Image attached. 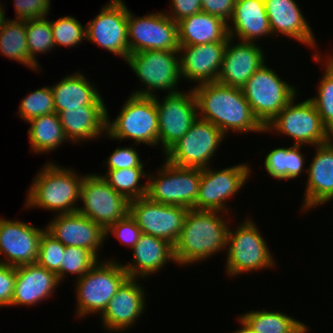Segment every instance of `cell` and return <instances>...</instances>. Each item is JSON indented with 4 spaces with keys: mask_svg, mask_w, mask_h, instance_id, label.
<instances>
[{
    "mask_svg": "<svg viewBox=\"0 0 333 333\" xmlns=\"http://www.w3.org/2000/svg\"><path fill=\"white\" fill-rule=\"evenodd\" d=\"M196 97L198 118L217 126L226 136L264 133L265 128L254 116L242 89L216 82L192 87Z\"/></svg>",
    "mask_w": 333,
    "mask_h": 333,
    "instance_id": "6da1fadb",
    "label": "cell"
},
{
    "mask_svg": "<svg viewBox=\"0 0 333 333\" xmlns=\"http://www.w3.org/2000/svg\"><path fill=\"white\" fill-rule=\"evenodd\" d=\"M228 214L230 213L189 209L180 236L174 245L176 264L189 267L190 264H199L213 255L226 251L230 225Z\"/></svg>",
    "mask_w": 333,
    "mask_h": 333,
    "instance_id": "7a4b0ae2",
    "label": "cell"
},
{
    "mask_svg": "<svg viewBox=\"0 0 333 333\" xmlns=\"http://www.w3.org/2000/svg\"><path fill=\"white\" fill-rule=\"evenodd\" d=\"M75 170L47 160L32 179L23 207L43 208L55 215L76 212L84 174Z\"/></svg>",
    "mask_w": 333,
    "mask_h": 333,
    "instance_id": "3957f363",
    "label": "cell"
},
{
    "mask_svg": "<svg viewBox=\"0 0 333 333\" xmlns=\"http://www.w3.org/2000/svg\"><path fill=\"white\" fill-rule=\"evenodd\" d=\"M257 226L251 217L243 219L234 229L229 225L224 266L229 277L276 267V258Z\"/></svg>",
    "mask_w": 333,
    "mask_h": 333,
    "instance_id": "277c9868",
    "label": "cell"
},
{
    "mask_svg": "<svg viewBox=\"0 0 333 333\" xmlns=\"http://www.w3.org/2000/svg\"><path fill=\"white\" fill-rule=\"evenodd\" d=\"M99 260L85 275L75 280L77 318L102 314L117 289L128 278L122 263L116 259Z\"/></svg>",
    "mask_w": 333,
    "mask_h": 333,
    "instance_id": "5b68a950",
    "label": "cell"
},
{
    "mask_svg": "<svg viewBox=\"0 0 333 333\" xmlns=\"http://www.w3.org/2000/svg\"><path fill=\"white\" fill-rule=\"evenodd\" d=\"M121 111L111 121L107 111L106 138L133 140L134 144L158 147V114L156 97L129 94Z\"/></svg>",
    "mask_w": 333,
    "mask_h": 333,
    "instance_id": "8992f818",
    "label": "cell"
},
{
    "mask_svg": "<svg viewBox=\"0 0 333 333\" xmlns=\"http://www.w3.org/2000/svg\"><path fill=\"white\" fill-rule=\"evenodd\" d=\"M125 62L137 75L142 87L130 94L154 97L159 90L167 93L180 91L178 85L182 78L178 50L140 51L130 54Z\"/></svg>",
    "mask_w": 333,
    "mask_h": 333,
    "instance_id": "52a82bcc",
    "label": "cell"
},
{
    "mask_svg": "<svg viewBox=\"0 0 333 333\" xmlns=\"http://www.w3.org/2000/svg\"><path fill=\"white\" fill-rule=\"evenodd\" d=\"M242 91L254 116L264 128L298 96L297 87L280 78L266 63L251 76Z\"/></svg>",
    "mask_w": 333,
    "mask_h": 333,
    "instance_id": "ba28073f",
    "label": "cell"
},
{
    "mask_svg": "<svg viewBox=\"0 0 333 333\" xmlns=\"http://www.w3.org/2000/svg\"><path fill=\"white\" fill-rule=\"evenodd\" d=\"M295 96L265 127V133L283 134L294 140L293 145L316 146L331 140V133L308 98L297 103ZM276 132V133H275Z\"/></svg>",
    "mask_w": 333,
    "mask_h": 333,
    "instance_id": "9c48e42d",
    "label": "cell"
},
{
    "mask_svg": "<svg viewBox=\"0 0 333 333\" xmlns=\"http://www.w3.org/2000/svg\"><path fill=\"white\" fill-rule=\"evenodd\" d=\"M226 137L214 124L197 118L162 158L178 167L204 169L211 166L210 161Z\"/></svg>",
    "mask_w": 333,
    "mask_h": 333,
    "instance_id": "30bf717a",
    "label": "cell"
},
{
    "mask_svg": "<svg viewBox=\"0 0 333 333\" xmlns=\"http://www.w3.org/2000/svg\"><path fill=\"white\" fill-rule=\"evenodd\" d=\"M163 161L154 172L157 175L148 173L147 196L158 203L192 209L198 197L201 169L178 167Z\"/></svg>",
    "mask_w": 333,
    "mask_h": 333,
    "instance_id": "8fae6325",
    "label": "cell"
},
{
    "mask_svg": "<svg viewBox=\"0 0 333 333\" xmlns=\"http://www.w3.org/2000/svg\"><path fill=\"white\" fill-rule=\"evenodd\" d=\"M249 163L215 169L212 166L201 169V179L196 203L192 209L229 213L228 204L238 194L251 176Z\"/></svg>",
    "mask_w": 333,
    "mask_h": 333,
    "instance_id": "7c38bea8",
    "label": "cell"
},
{
    "mask_svg": "<svg viewBox=\"0 0 333 333\" xmlns=\"http://www.w3.org/2000/svg\"><path fill=\"white\" fill-rule=\"evenodd\" d=\"M79 202L82 206H78L77 212L105 230L129 214L130 201L114 191L97 172L84 175Z\"/></svg>",
    "mask_w": 333,
    "mask_h": 333,
    "instance_id": "4fadbf2b",
    "label": "cell"
},
{
    "mask_svg": "<svg viewBox=\"0 0 333 333\" xmlns=\"http://www.w3.org/2000/svg\"><path fill=\"white\" fill-rule=\"evenodd\" d=\"M158 114V146L165 153L190 129L198 118V108L193 89L188 92L165 93L160 101L156 95Z\"/></svg>",
    "mask_w": 333,
    "mask_h": 333,
    "instance_id": "5bb4252c",
    "label": "cell"
},
{
    "mask_svg": "<svg viewBox=\"0 0 333 333\" xmlns=\"http://www.w3.org/2000/svg\"><path fill=\"white\" fill-rule=\"evenodd\" d=\"M100 13L85 25L87 42L121 57L130 55L128 45V6L123 0H109Z\"/></svg>",
    "mask_w": 333,
    "mask_h": 333,
    "instance_id": "9a60e30c",
    "label": "cell"
},
{
    "mask_svg": "<svg viewBox=\"0 0 333 333\" xmlns=\"http://www.w3.org/2000/svg\"><path fill=\"white\" fill-rule=\"evenodd\" d=\"M130 54L147 50H179L177 22L164 11L138 16L128 8Z\"/></svg>",
    "mask_w": 333,
    "mask_h": 333,
    "instance_id": "2e32d148",
    "label": "cell"
},
{
    "mask_svg": "<svg viewBox=\"0 0 333 333\" xmlns=\"http://www.w3.org/2000/svg\"><path fill=\"white\" fill-rule=\"evenodd\" d=\"M188 208L152 201L148 196L130 201L129 214L142 233L164 239L173 246L183 228Z\"/></svg>",
    "mask_w": 333,
    "mask_h": 333,
    "instance_id": "e0dca14e",
    "label": "cell"
},
{
    "mask_svg": "<svg viewBox=\"0 0 333 333\" xmlns=\"http://www.w3.org/2000/svg\"><path fill=\"white\" fill-rule=\"evenodd\" d=\"M142 285L138 278L129 277L121 284L107 308L99 315L104 330L108 333H122L135 326L147 310L148 293Z\"/></svg>",
    "mask_w": 333,
    "mask_h": 333,
    "instance_id": "ac0fdd59",
    "label": "cell"
},
{
    "mask_svg": "<svg viewBox=\"0 0 333 333\" xmlns=\"http://www.w3.org/2000/svg\"><path fill=\"white\" fill-rule=\"evenodd\" d=\"M44 230L45 227L41 229L31 223L1 217L0 264L17 267L36 263Z\"/></svg>",
    "mask_w": 333,
    "mask_h": 333,
    "instance_id": "d6986e66",
    "label": "cell"
},
{
    "mask_svg": "<svg viewBox=\"0 0 333 333\" xmlns=\"http://www.w3.org/2000/svg\"><path fill=\"white\" fill-rule=\"evenodd\" d=\"M45 230L64 246L88 249L98 260L106 240L105 229L79 212L52 216Z\"/></svg>",
    "mask_w": 333,
    "mask_h": 333,
    "instance_id": "ffe728a7",
    "label": "cell"
},
{
    "mask_svg": "<svg viewBox=\"0 0 333 333\" xmlns=\"http://www.w3.org/2000/svg\"><path fill=\"white\" fill-rule=\"evenodd\" d=\"M226 45L227 41L200 45H179L181 78L196 84L195 86L216 82Z\"/></svg>",
    "mask_w": 333,
    "mask_h": 333,
    "instance_id": "44dd1931",
    "label": "cell"
},
{
    "mask_svg": "<svg viewBox=\"0 0 333 333\" xmlns=\"http://www.w3.org/2000/svg\"><path fill=\"white\" fill-rule=\"evenodd\" d=\"M234 41L232 38L227 40L217 82L242 89L251 76L266 63V56L259 43Z\"/></svg>",
    "mask_w": 333,
    "mask_h": 333,
    "instance_id": "7402d4cb",
    "label": "cell"
},
{
    "mask_svg": "<svg viewBox=\"0 0 333 333\" xmlns=\"http://www.w3.org/2000/svg\"><path fill=\"white\" fill-rule=\"evenodd\" d=\"M272 35H282L313 49L319 55L314 33L296 0H264ZM316 48V49H315ZM316 51V52H315Z\"/></svg>",
    "mask_w": 333,
    "mask_h": 333,
    "instance_id": "603a6c76",
    "label": "cell"
},
{
    "mask_svg": "<svg viewBox=\"0 0 333 333\" xmlns=\"http://www.w3.org/2000/svg\"><path fill=\"white\" fill-rule=\"evenodd\" d=\"M307 183L302 213L324 205L333 196V141L314 146V157L307 167Z\"/></svg>",
    "mask_w": 333,
    "mask_h": 333,
    "instance_id": "cb8c5ba5",
    "label": "cell"
},
{
    "mask_svg": "<svg viewBox=\"0 0 333 333\" xmlns=\"http://www.w3.org/2000/svg\"><path fill=\"white\" fill-rule=\"evenodd\" d=\"M57 275L37 263L16 267V280L10 307L37 306L53 297L59 288Z\"/></svg>",
    "mask_w": 333,
    "mask_h": 333,
    "instance_id": "d4e9b609",
    "label": "cell"
},
{
    "mask_svg": "<svg viewBox=\"0 0 333 333\" xmlns=\"http://www.w3.org/2000/svg\"><path fill=\"white\" fill-rule=\"evenodd\" d=\"M132 259L122 266L129 278L145 280L160 272L167 263H175L174 246L168 241L142 233L131 250Z\"/></svg>",
    "mask_w": 333,
    "mask_h": 333,
    "instance_id": "484cf974",
    "label": "cell"
},
{
    "mask_svg": "<svg viewBox=\"0 0 333 333\" xmlns=\"http://www.w3.org/2000/svg\"><path fill=\"white\" fill-rule=\"evenodd\" d=\"M232 23V24H231ZM228 36L235 41L258 43L272 35L264 0H236L227 24ZM269 36V37H268Z\"/></svg>",
    "mask_w": 333,
    "mask_h": 333,
    "instance_id": "4316f807",
    "label": "cell"
},
{
    "mask_svg": "<svg viewBox=\"0 0 333 333\" xmlns=\"http://www.w3.org/2000/svg\"><path fill=\"white\" fill-rule=\"evenodd\" d=\"M106 106H80L68 108L58 115L69 142L79 144L106 136Z\"/></svg>",
    "mask_w": 333,
    "mask_h": 333,
    "instance_id": "83f0119b",
    "label": "cell"
},
{
    "mask_svg": "<svg viewBox=\"0 0 333 333\" xmlns=\"http://www.w3.org/2000/svg\"><path fill=\"white\" fill-rule=\"evenodd\" d=\"M88 79L82 72L76 71L51 86L57 114L68 108L80 106H106L96 84Z\"/></svg>",
    "mask_w": 333,
    "mask_h": 333,
    "instance_id": "f1b7e54d",
    "label": "cell"
},
{
    "mask_svg": "<svg viewBox=\"0 0 333 333\" xmlns=\"http://www.w3.org/2000/svg\"><path fill=\"white\" fill-rule=\"evenodd\" d=\"M179 45H200L227 41V23L221 18L200 12L177 22Z\"/></svg>",
    "mask_w": 333,
    "mask_h": 333,
    "instance_id": "f546056e",
    "label": "cell"
},
{
    "mask_svg": "<svg viewBox=\"0 0 333 333\" xmlns=\"http://www.w3.org/2000/svg\"><path fill=\"white\" fill-rule=\"evenodd\" d=\"M27 123L30 126L27 131L30 150L34 154L54 152L69 142L56 112L33 118Z\"/></svg>",
    "mask_w": 333,
    "mask_h": 333,
    "instance_id": "4dcf8cb0",
    "label": "cell"
},
{
    "mask_svg": "<svg viewBox=\"0 0 333 333\" xmlns=\"http://www.w3.org/2000/svg\"><path fill=\"white\" fill-rule=\"evenodd\" d=\"M301 145H291L290 147H276L265 153L264 169L274 179L292 180L301 177V173L307 172L305 166L306 158Z\"/></svg>",
    "mask_w": 333,
    "mask_h": 333,
    "instance_id": "1f68e13d",
    "label": "cell"
},
{
    "mask_svg": "<svg viewBox=\"0 0 333 333\" xmlns=\"http://www.w3.org/2000/svg\"><path fill=\"white\" fill-rule=\"evenodd\" d=\"M242 319L253 333H308L309 326L281 311L258 309L240 313Z\"/></svg>",
    "mask_w": 333,
    "mask_h": 333,
    "instance_id": "d6a6232c",
    "label": "cell"
},
{
    "mask_svg": "<svg viewBox=\"0 0 333 333\" xmlns=\"http://www.w3.org/2000/svg\"><path fill=\"white\" fill-rule=\"evenodd\" d=\"M0 54L30 70H39L30 60L27 46L26 20L6 19L0 27Z\"/></svg>",
    "mask_w": 333,
    "mask_h": 333,
    "instance_id": "836d02e7",
    "label": "cell"
},
{
    "mask_svg": "<svg viewBox=\"0 0 333 333\" xmlns=\"http://www.w3.org/2000/svg\"><path fill=\"white\" fill-rule=\"evenodd\" d=\"M144 167L121 168L107 170L101 174L111 188L123 195L129 201L147 196V182L141 184V180L148 178V172Z\"/></svg>",
    "mask_w": 333,
    "mask_h": 333,
    "instance_id": "e575fe53",
    "label": "cell"
},
{
    "mask_svg": "<svg viewBox=\"0 0 333 333\" xmlns=\"http://www.w3.org/2000/svg\"><path fill=\"white\" fill-rule=\"evenodd\" d=\"M323 59L325 57L322 58V54L312 57L315 63H322L324 72L317 85V94L309 99L315 105L324 126L331 133L333 131V65L327 59L325 61Z\"/></svg>",
    "mask_w": 333,
    "mask_h": 333,
    "instance_id": "d590c367",
    "label": "cell"
},
{
    "mask_svg": "<svg viewBox=\"0 0 333 333\" xmlns=\"http://www.w3.org/2000/svg\"><path fill=\"white\" fill-rule=\"evenodd\" d=\"M29 60L41 70L38 54H47L55 49L50 20L46 17L26 20Z\"/></svg>",
    "mask_w": 333,
    "mask_h": 333,
    "instance_id": "8d00e7d4",
    "label": "cell"
},
{
    "mask_svg": "<svg viewBox=\"0 0 333 333\" xmlns=\"http://www.w3.org/2000/svg\"><path fill=\"white\" fill-rule=\"evenodd\" d=\"M55 113L51 86H44L23 98L18 108V116L26 123L42 115Z\"/></svg>",
    "mask_w": 333,
    "mask_h": 333,
    "instance_id": "74e56055",
    "label": "cell"
},
{
    "mask_svg": "<svg viewBox=\"0 0 333 333\" xmlns=\"http://www.w3.org/2000/svg\"><path fill=\"white\" fill-rule=\"evenodd\" d=\"M98 261L88 249L66 246L60 266V283L68 274H73L75 280L83 277Z\"/></svg>",
    "mask_w": 333,
    "mask_h": 333,
    "instance_id": "f35d334b",
    "label": "cell"
},
{
    "mask_svg": "<svg viewBox=\"0 0 333 333\" xmlns=\"http://www.w3.org/2000/svg\"><path fill=\"white\" fill-rule=\"evenodd\" d=\"M50 25L55 48L58 46L78 47L86 40V27L72 16L59 17L55 21L50 20Z\"/></svg>",
    "mask_w": 333,
    "mask_h": 333,
    "instance_id": "ab89813d",
    "label": "cell"
},
{
    "mask_svg": "<svg viewBox=\"0 0 333 333\" xmlns=\"http://www.w3.org/2000/svg\"><path fill=\"white\" fill-rule=\"evenodd\" d=\"M65 247L46 230L43 231L36 263L55 273L60 282V266L65 252Z\"/></svg>",
    "mask_w": 333,
    "mask_h": 333,
    "instance_id": "60d3db41",
    "label": "cell"
},
{
    "mask_svg": "<svg viewBox=\"0 0 333 333\" xmlns=\"http://www.w3.org/2000/svg\"><path fill=\"white\" fill-rule=\"evenodd\" d=\"M106 239L108 236L113 235L124 246L129 247L130 250L139 241L142 234L141 229L136 224V221L128 214L125 218L118 220L111 224L106 230Z\"/></svg>",
    "mask_w": 333,
    "mask_h": 333,
    "instance_id": "b9f144b4",
    "label": "cell"
},
{
    "mask_svg": "<svg viewBox=\"0 0 333 333\" xmlns=\"http://www.w3.org/2000/svg\"><path fill=\"white\" fill-rule=\"evenodd\" d=\"M138 144H133L131 146L117 147L109 155L106 161L103 163L107 170H117L121 168H132V167H144V161L140 159V155L135 146ZM135 147V148H134Z\"/></svg>",
    "mask_w": 333,
    "mask_h": 333,
    "instance_id": "7bdbcfd3",
    "label": "cell"
},
{
    "mask_svg": "<svg viewBox=\"0 0 333 333\" xmlns=\"http://www.w3.org/2000/svg\"><path fill=\"white\" fill-rule=\"evenodd\" d=\"M15 20L47 17L51 12L50 0H14Z\"/></svg>",
    "mask_w": 333,
    "mask_h": 333,
    "instance_id": "ee69618b",
    "label": "cell"
},
{
    "mask_svg": "<svg viewBox=\"0 0 333 333\" xmlns=\"http://www.w3.org/2000/svg\"><path fill=\"white\" fill-rule=\"evenodd\" d=\"M16 280V267L0 264V308L10 306Z\"/></svg>",
    "mask_w": 333,
    "mask_h": 333,
    "instance_id": "f6af8a7d",
    "label": "cell"
},
{
    "mask_svg": "<svg viewBox=\"0 0 333 333\" xmlns=\"http://www.w3.org/2000/svg\"><path fill=\"white\" fill-rule=\"evenodd\" d=\"M170 9L165 14L175 22L202 12L201 0H171Z\"/></svg>",
    "mask_w": 333,
    "mask_h": 333,
    "instance_id": "bcb514c9",
    "label": "cell"
},
{
    "mask_svg": "<svg viewBox=\"0 0 333 333\" xmlns=\"http://www.w3.org/2000/svg\"><path fill=\"white\" fill-rule=\"evenodd\" d=\"M235 2L236 0H201L202 12L219 17L228 24Z\"/></svg>",
    "mask_w": 333,
    "mask_h": 333,
    "instance_id": "7dc6e473",
    "label": "cell"
},
{
    "mask_svg": "<svg viewBox=\"0 0 333 333\" xmlns=\"http://www.w3.org/2000/svg\"><path fill=\"white\" fill-rule=\"evenodd\" d=\"M238 318V322H240V328L236 329V331H234L233 333H253L252 330L248 327V325L239 317Z\"/></svg>",
    "mask_w": 333,
    "mask_h": 333,
    "instance_id": "c3c4849f",
    "label": "cell"
},
{
    "mask_svg": "<svg viewBox=\"0 0 333 333\" xmlns=\"http://www.w3.org/2000/svg\"><path fill=\"white\" fill-rule=\"evenodd\" d=\"M2 5H4V4H2L0 1V27L3 25L4 21L7 19L5 16L6 12L4 11V9L6 10V8Z\"/></svg>",
    "mask_w": 333,
    "mask_h": 333,
    "instance_id": "681fc988",
    "label": "cell"
},
{
    "mask_svg": "<svg viewBox=\"0 0 333 333\" xmlns=\"http://www.w3.org/2000/svg\"><path fill=\"white\" fill-rule=\"evenodd\" d=\"M325 57L333 65V53L332 54L329 53Z\"/></svg>",
    "mask_w": 333,
    "mask_h": 333,
    "instance_id": "f907efd6",
    "label": "cell"
},
{
    "mask_svg": "<svg viewBox=\"0 0 333 333\" xmlns=\"http://www.w3.org/2000/svg\"><path fill=\"white\" fill-rule=\"evenodd\" d=\"M331 200L333 201V196L326 203H328L329 201L331 202Z\"/></svg>",
    "mask_w": 333,
    "mask_h": 333,
    "instance_id": "816d5d0a",
    "label": "cell"
},
{
    "mask_svg": "<svg viewBox=\"0 0 333 333\" xmlns=\"http://www.w3.org/2000/svg\"><path fill=\"white\" fill-rule=\"evenodd\" d=\"M331 140L333 141V131L331 132Z\"/></svg>",
    "mask_w": 333,
    "mask_h": 333,
    "instance_id": "f5cc1de1",
    "label": "cell"
}]
</instances>
